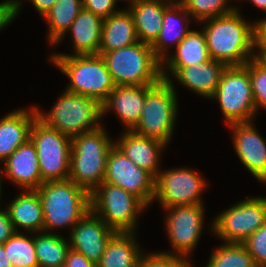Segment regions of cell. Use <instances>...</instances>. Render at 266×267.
Listing matches in <instances>:
<instances>
[{"instance_id":"6da1fadb","label":"cell","mask_w":266,"mask_h":267,"mask_svg":"<svg viewBox=\"0 0 266 267\" xmlns=\"http://www.w3.org/2000/svg\"><path fill=\"white\" fill-rule=\"evenodd\" d=\"M205 22L202 29L211 59L230 67L244 66L257 56L253 54L257 49V23L246 22L238 8Z\"/></svg>"},{"instance_id":"7a4b0ae2","label":"cell","mask_w":266,"mask_h":267,"mask_svg":"<svg viewBox=\"0 0 266 267\" xmlns=\"http://www.w3.org/2000/svg\"><path fill=\"white\" fill-rule=\"evenodd\" d=\"M36 191L42 203L43 232L73 228L91 210L90 193L70 179L44 182Z\"/></svg>"},{"instance_id":"3957f363","label":"cell","mask_w":266,"mask_h":267,"mask_svg":"<svg viewBox=\"0 0 266 267\" xmlns=\"http://www.w3.org/2000/svg\"><path fill=\"white\" fill-rule=\"evenodd\" d=\"M100 128L71 138L70 174L68 179L90 194L103 182L106 161L114 145Z\"/></svg>"},{"instance_id":"277c9868","label":"cell","mask_w":266,"mask_h":267,"mask_svg":"<svg viewBox=\"0 0 266 267\" xmlns=\"http://www.w3.org/2000/svg\"><path fill=\"white\" fill-rule=\"evenodd\" d=\"M50 60L70 80L65 91L94 98L102 104L116 87L103 57L99 54L55 53Z\"/></svg>"},{"instance_id":"5b68a950","label":"cell","mask_w":266,"mask_h":267,"mask_svg":"<svg viewBox=\"0 0 266 267\" xmlns=\"http://www.w3.org/2000/svg\"><path fill=\"white\" fill-rule=\"evenodd\" d=\"M116 85L154 86L162 78V62L151 45L136 42L101 55Z\"/></svg>"},{"instance_id":"8992f818","label":"cell","mask_w":266,"mask_h":267,"mask_svg":"<svg viewBox=\"0 0 266 267\" xmlns=\"http://www.w3.org/2000/svg\"><path fill=\"white\" fill-rule=\"evenodd\" d=\"M162 78L154 86H146L145 103L140 119L131 130L168 145L176 124L178 103L173 81L169 75Z\"/></svg>"},{"instance_id":"52a82bcc","label":"cell","mask_w":266,"mask_h":267,"mask_svg":"<svg viewBox=\"0 0 266 267\" xmlns=\"http://www.w3.org/2000/svg\"><path fill=\"white\" fill-rule=\"evenodd\" d=\"M59 98L49 114L36 108L37 118L45 125L70 138L101 127L102 104L98 100L68 91Z\"/></svg>"},{"instance_id":"ba28073f","label":"cell","mask_w":266,"mask_h":267,"mask_svg":"<svg viewBox=\"0 0 266 267\" xmlns=\"http://www.w3.org/2000/svg\"><path fill=\"white\" fill-rule=\"evenodd\" d=\"M91 210L115 232L135 233L138 213L148 206L134 194L102 182L90 194Z\"/></svg>"},{"instance_id":"9c48e42d","label":"cell","mask_w":266,"mask_h":267,"mask_svg":"<svg viewBox=\"0 0 266 267\" xmlns=\"http://www.w3.org/2000/svg\"><path fill=\"white\" fill-rule=\"evenodd\" d=\"M210 99L218 100L227 124L252 122L256 112L248 62L226 67Z\"/></svg>"},{"instance_id":"30bf717a","label":"cell","mask_w":266,"mask_h":267,"mask_svg":"<svg viewBox=\"0 0 266 267\" xmlns=\"http://www.w3.org/2000/svg\"><path fill=\"white\" fill-rule=\"evenodd\" d=\"M30 139L37 151L42 182L68 179L71 138L36 118L31 126Z\"/></svg>"},{"instance_id":"8fae6325","label":"cell","mask_w":266,"mask_h":267,"mask_svg":"<svg viewBox=\"0 0 266 267\" xmlns=\"http://www.w3.org/2000/svg\"><path fill=\"white\" fill-rule=\"evenodd\" d=\"M266 222V200L253 197L236 203L219 214L212 231L225 243H243Z\"/></svg>"},{"instance_id":"7c38bea8","label":"cell","mask_w":266,"mask_h":267,"mask_svg":"<svg viewBox=\"0 0 266 267\" xmlns=\"http://www.w3.org/2000/svg\"><path fill=\"white\" fill-rule=\"evenodd\" d=\"M199 173L187 169L160 170L155 180V196L165 208L203 204L201 193L206 187Z\"/></svg>"},{"instance_id":"4fadbf2b","label":"cell","mask_w":266,"mask_h":267,"mask_svg":"<svg viewBox=\"0 0 266 267\" xmlns=\"http://www.w3.org/2000/svg\"><path fill=\"white\" fill-rule=\"evenodd\" d=\"M155 180L151 173L139 168L115 144L110 148L103 182L123 188L149 206L154 201Z\"/></svg>"},{"instance_id":"5bb4252c","label":"cell","mask_w":266,"mask_h":267,"mask_svg":"<svg viewBox=\"0 0 266 267\" xmlns=\"http://www.w3.org/2000/svg\"><path fill=\"white\" fill-rule=\"evenodd\" d=\"M203 204L165 208L166 231L175 251L162 252L189 259L188 255L198 244L203 228ZM187 257V258H186Z\"/></svg>"},{"instance_id":"9a60e30c","label":"cell","mask_w":266,"mask_h":267,"mask_svg":"<svg viewBox=\"0 0 266 267\" xmlns=\"http://www.w3.org/2000/svg\"><path fill=\"white\" fill-rule=\"evenodd\" d=\"M71 229L68 240L70 248L96 265L100 262L108 241L116 233L92 210Z\"/></svg>"},{"instance_id":"2e32d148","label":"cell","mask_w":266,"mask_h":267,"mask_svg":"<svg viewBox=\"0 0 266 267\" xmlns=\"http://www.w3.org/2000/svg\"><path fill=\"white\" fill-rule=\"evenodd\" d=\"M252 122L232 123L236 153L242 164L259 180L266 181V141Z\"/></svg>"},{"instance_id":"e0dca14e","label":"cell","mask_w":266,"mask_h":267,"mask_svg":"<svg viewBox=\"0 0 266 267\" xmlns=\"http://www.w3.org/2000/svg\"><path fill=\"white\" fill-rule=\"evenodd\" d=\"M4 169V175L22 190H36L43 184L37 151L30 138L4 161Z\"/></svg>"},{"instance_id":"ac0fdd59","label":"cell","mask_w":266,"mask_h":267,"mask_svg":"<svg viewBox=\"0 0 266 267\" xmlns=\"http://www.w3.org/2000/svg\"><path fill=\"white\" fill-rule=\"evenodd\" d=\"M118 140L114 144L128 159L139 168L151 173L155 178L158 176L160 172V154L166 146L165 143L154 138L142 136L128 129L125 133H122L121 138Z\"/></svg>"},{"instance_id":"d6986e66","label":"cell","mask_w":266,"mask_h":267,"mask_svg":"<svg viewBox=\"0 0 266 267\" xmlns=\"http://www.w3.org/2000/svg\"><path fill=\"white\" fill-rule=\"evenodd\" d=\"M146 97V86L116 85L102 103V115L115 110L128 130L139 121Z\"/></svg>"},{"instance_id":"ffe728a7","label":"cell","mask_w":266,"mask_h":267,"mask_svg":"<svg viewBox=\"0 0 266 267\" xmlns=\"http://www.w3.org/2000/svg\"><path fill=\"white\" fill-rule=\"evenodd\" d=\"M37 118L36 107L18 109L0 119V161L4 162L19 146L30 138V130Z\"/></svg>"},{"instance_id":"44dd1931","label":"cell","mask_w":266,"mask_h":267,"mask_svg":"<svg viewBox=\"0 0 266 267\" xmlns=\"http://www.w3.org/2000/svg\"><path fill=\"white\" fill-rule=\"evenodd\" d=\"M164 0H136L130 3L138 41L152 45L158 38L165 10L172 4Z\"/></svg>"},{"instance_id":"7402d4cb","label":"cell","mask_w":266,"mask_h":267,"mask_svg":"<svg viewBox=\"0 0 266 267\" xmlns=\"http://www.w3.org/2000/svg\"><path fill=\"white\" fill-rule=\"evenodd\" d=\"M226 67L225 64L210 59L202 64L182 67L173 77L192 92L211 98Z\"/></svg>"},{"instance_id":"603a6c76","label":"cell","mask_w":266,"mask_h":267,"mask_svg":"<svg viewBox=\"0 0 266 267\" xmlns=\"http://www.w3.org/2000/svg\"><path fill=\"white\" fill-rule=\"evenodd\" d=\"M175 47V54H167V57L162 61V76H167L169 73L166 69L174 76L182 67L196 63L202 64L211 59L203 29L200 32L191 30Z\"/></svg>"},{"instance_id":"cb8c5ba5","label":"cell","mask_w":266,"mask_h":267,"mask_svg":"<svg viewBox=\"0 0 266 267\" xmlns=\"http://www.w3.org/2000/svg\"><path fill=\"white\" fill-rule=\"evenodd\" d=\"M138 42L134 19L129 11L119 10L103 19L99 55Z\"/></svg>"},{"instance_id":"d4e9b609","label":"cell","mask_w":266,"mask_h":267,"mask_svg":"<svg viewBox=\"0 0 266 267\" xmlns=\"http://www.w3.org/2000/svg\"><path fill=\"white\" fill-rule=\"evenodd\" d=\"M103 18L82 8L70 28L74 47L73 55H95L101 45Z\"/></svg>"},{"instance_id":"484cf974","label":"cell","mask_w":266,"mask_h":267,"mask_svg":"<svg viewBox=\"0 0 266 267\" xmlns=\"http://www.w3.org/2000/svg\"><path fill=\"white\" fill-rule=\"evenodd\" d=\"M15 232L18 227L36 233L42 232L44 217L42 203L36 190H24L7 207Z\"/></svg>"},{"instance_id":"4316f807","label":"cell","mask_w":266,"mask_h":267,"mask_svg":"<svg viewBox=\"0 0 266 267\" xmlns=\"http://www.w3.org/2000/svg\"><path fill=\"white\" fill-rule=\"evenodd\" d=\"M186 17L190 16L180 3H172L165 10L160 34L156 41L151 45L154 54L161 62L167 57L166 49L171 46L169 44L173 43L177 46L191 31L188 29L189 20H186L188 19ZM183 20L185 22H183V27H181L179 23L182 24Z\"/></svg>"},{"instance_id":"83f0119b","label":"cell","mask_w":266,"mask_h":267,"mask_svg":"<svg viewBox=\"0 0 266 267\" xmlns=\"http://www.w3.org/2000/svg\"><path fill=\"white\" fill-rule=\"evenodd\" d=\"M134 233L116 232L108 241L97 267H137L143 255Z\"/></svg>"},{"instance_id":"f1b7e54d","label":"cell","mask_w":266,"mask_h":267,"mask_svg":"<svg viewBox=\"0 0 266 267\" xmlns=\"http://www.w3.org/2000/svg\"><path fill=\"white\" fill-rule=\"evenodd\" d=\"M82 8V0H57L55 2L53 7L44 16L49 26V44L55 45L62 40V37L77 18Z\"/></svg>"},{"instance_id":"f546056e","label":"cell","mask_w":266,"mask_h":267,"mask_svg":"<svg viewBox=\"0 0 266 267\" xmlns=\"http://www.w3.org/2000/svg\"><path fill=\"white\" fill-rule=\"evenodd\" d=\"M69 249L68 241L55 232H37L35 236V253L39 267H64Z\"/></svg>"},{"instance_id":"4dcf8cb0","label":"cell","mask_w":266,"mask_h":267,"mask_svg":"<svg viewBox=\"0 0 266 267\" xmlns=\"http://www.w3.org/2000/svg\"><path fill=\"white\" fill-rule=\"evenodd\" d=\"M4 250L12 267H39L35 253V236L15 232L5 243Z\"/></svg>"},{"instance_id":"1f68e13d","label":"cell","mask_w":266,"mask_h":267,"mask_svg":"<svg viewBox=\"0 0 266 267\" xmlns=\"http://www.w3.org/2000/svg\"><path fill=\"white\" fill-rule=\"evenodd\" d=\"M206 267H251L252 256L242 243H224L209 258Z\"/></svg>"},{"instance_id":"d6a6232c","label":"cell","mask_w":266,"mask_h":267,"mask_svg":"<svg viewBox=\"0 0 266 267\" xmlns=\"http://www.w3.org/2000/svg\"><path fill=\"white\" fill-rule=\"evenodd\" d=\"M228 0H181V5L186 12L196 21L203 22L218 16L230 14L236 10L228 6ZM228 6V7H227Z\"/></svg>"},{"instance_id":"836d02e7","label":"cell","mask_w":266,"mask_h":267,"mask_svg":"<svg viewBox=\"0 0 266 267\" xmlns=\"http://www.w3.org/2000/svg\"><path fill=\"white\" fill-rule=\"evenodd\" d=\"M248 72L251 78L256 112L258 107L266 109V64L256 56L248 61Z\"/></svg>"},{"instance_id":"e575fe53","label":"cell","mask_w":266,"mask_h":267,"mask_svg":"<svg viewBox=\"0 0 266 267\" xmlns=\"http://www.w3.org/2000/svg\"><path fill=\"white\" fill-rule=\"evenodd\" d=\"M254 264L266 267V222L242 243Z\"/></svg>"},{"instance_id":"d590c367","label":"cell","mask_w":266,"mask_h":267,"mask_svg":"<svg viewBox=\"0 0 266 267\" xmlns=\"http://www.w3.org/2000/svg\"><path fill=\"white\" fill-rule=\"evenodd\" d=\"M187 259L162 252L142 255L137 267H180Z\"/></svg>"},{"instance_id":"8d00e7d4","label":"cell","mask_w":266,"mask_h":267,"mask_svg":"<svg viewBox=\"0 0 266 267\" xmlns=\"http://www.w3.org/2000/svg\"><path fill=\"white\" fill-rule=\"evenodd\" d=\"M116 2L117 0H82V6L104 19L118 12L114 9Z\"/></svg>"},{"instance_id":"74e56055","label":"cell","mask_w":266,"mask_h":267,"mask_svg":"<svg viewBox=\"0 0 266 267\" xmlns=\"http://www.w3.org/2000/svg\"><path fill=\"white\" fill-rule=\"evenodd\" d=\"M21 2L10 0L0 3V30L9 25L19 14Z\"/></svg>"},{"instance_id":"f35d334b","label":"cell","mask_w":266,"mask_h":267,"mask_svg":"<svg viewBox=\"0 0 266 267\" xmlns=\"http://www.w3.org/2000/svg\"><path fill=\"white\" fill-rule=\"evenodd\" d=\"M64 267H97V265L89 261L84 255L70 248L66 255Z\"/></svg>"},{"instance_id":"ab89813d","label":"cell","mask_w":266,"mask_h":267,"mask_svg":"<svg viewBox=\"0 0 266 267\" xmlns=\"http://www.w3.org/2000/svg\"><path fill=\"white\" fill-rule=\"evenodd\" d=\"M14 233L8 210L0 209V244H4Z\"/></svg>"},{"instance_id":"60d3db41","label":"cell","mask_w":266,"mask_h":267,"mask_svg":"<svg viewBox=\"0 0 266 267\" xmlns=\"http://www.w3.org/2000/svg\"><path fill=\"white\" fill-rule=\"evenodd\" d=\"M257 23V48H266V18Z\"/></svg>"},{"instance_id":"b9f144b4","label":"cell","mask_w":266,"mask_h":267,"mask_svg":"<svg viewBox=\"0 0 266 267\" xmlns=\"http://www.w3.org/2000/svg\"><path fill=\"white\" fill-rule=\"evenodd\" d=\"M36 10L44 17L46 13L53 7L57 0H29Z\"/></svg>"},{"instance_id":"7bdbcfd3","label":"cell","mask_w":266,"mask_h":267,"mask_svg":"<svg viewBox=\"0 0 266 267\" xmlns=\"http://www.w3.org/2000/svg\"><path fill=\"white\" fill-rule=\"evenodd\" d=\"M0 267H12L10 260L6 256L4 244H0Z\"/></svg>"},{"instance_id":"ee69618b","label":"cell","mask_w":266,"mask_h":267,"mask_svg":"<svg viewBox=\"0 0 266 267\" xmlns=\"http://www.w3.org/2000/svg\"><path fill=\"white\" fill-rule=\"evenodd\" d=\"M256 7L266 13V0H250Z\"/></svg>"},{"instance_id":"f6af8a7d","label":"cell","mask_w":266,"mask_h":267,"mask_svg":"<svg viewBox=\"0 0 266 267\" xmlns=\"http://www.w3.org/2000/svg\"><path fill=\"white\" fill-rule=\"evenodd\" d=\"M257 56L266 64V48H257Z\"/></svg>"},{"instance_id":"bcb514c9","label":"cell","mask_w":266,"mask_h":267,"mask_svg":"<svg viewBox=\"0 0 266 267\" xmlns=\"http://www.w3.org/2000/svg\"><path fill=\"white\" fill-rule=\"evenodd\" d=\"M180 267H192L189 260H186Z\"/></svg>"},{"instance_id":"7dc6e473","label":"cell","mask_w":266,"mask_h":267,"mask_svg":"<svg viewBox=\"0 0 266 267\" xmlns=\"http://www.w3.org/2000/svg\"><path fill=\"white\" fill-rule=\"evenodd\" d=\"M165 1H167V2H170V3H181V0H177L176 2H175V0H165Z\"/></svg>"},{"instance_id":"c3c4849f","label":"cell","mask_w":266,"mask_h":267,"mask_svg":"<svg viewBox=\"0 0 266 267\" xmlns=\"http://www.w3.org/2000/svg\"><path fill=\"white\" fill-rule=\"evenodd\" d=\"M1 173H2V171L0 170V198H1V192H2V184H1Z\"/></svg>"},{"instance_id":"681fc988","label":"cell","mask_w":266,"mask_h":267,"mask_svg":"<svg viewBox=\"0 0 266 267\" xmlns=\"http://www.w3.org/2000/svg\"><path fill=\"white\" fill-rule=\"evenodd\" d=\"M251 267H265V266H260V265L254 264V265L251 266Z\"/></svg>"},{"instance_id":"f907efd6","label":"cell","mask_w":266,"mask_h":267,"mask_svg":"<svg viewBox=\"0 0 266 267\" xmlns=\"http://www.w3.org/2000/svg\"><path fill=\"white\" fill-rule=\"evenodd\" d=\"M126 1L131 3V2L136 1V0H126Z\"/></svg>"}]
</instances>
